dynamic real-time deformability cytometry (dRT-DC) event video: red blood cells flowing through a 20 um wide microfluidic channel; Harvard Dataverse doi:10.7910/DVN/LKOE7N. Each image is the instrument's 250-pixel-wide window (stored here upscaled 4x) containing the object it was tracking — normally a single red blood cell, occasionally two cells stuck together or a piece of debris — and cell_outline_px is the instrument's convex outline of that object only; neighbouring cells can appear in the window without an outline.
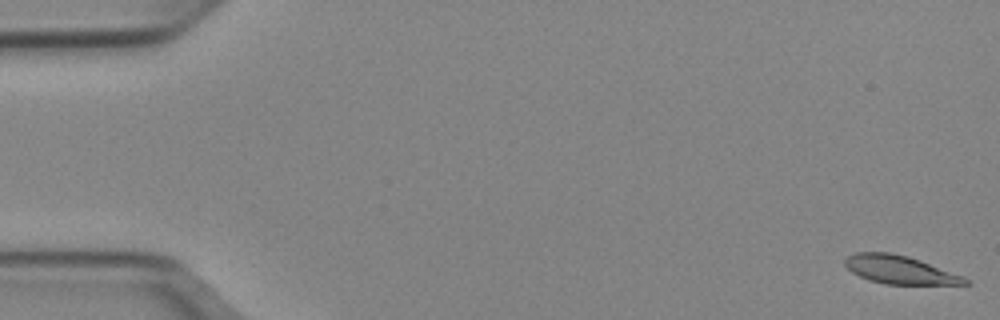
{"species": "Egyptian fruit bat (a non-hibernating species)", "species_latin": "Rousettus aegyptiacus", "temperature_condition": "cold", "stored_images_in_passage": 52, "camera_frame_rate_fps": 3000, "um_per_image_px": 0.085, "animal": {"sex": "female"}, "frame": {"image": 1, "passage_image": 1, "time_ms": 0.0, "image_size_px": [1000, 320], "cell_outline_px": [[972, 284], [884, 284], [868, 280], [852, 272], [844, 264], [844, 260], [848, 256], [856, 252], [888, 252], [908, 256], [920, 260], [964, 276]], "centroid_in_image_um": [76.47, 22.93], "position_along_channel_um": 8.5, "area_um2": 19.71}}
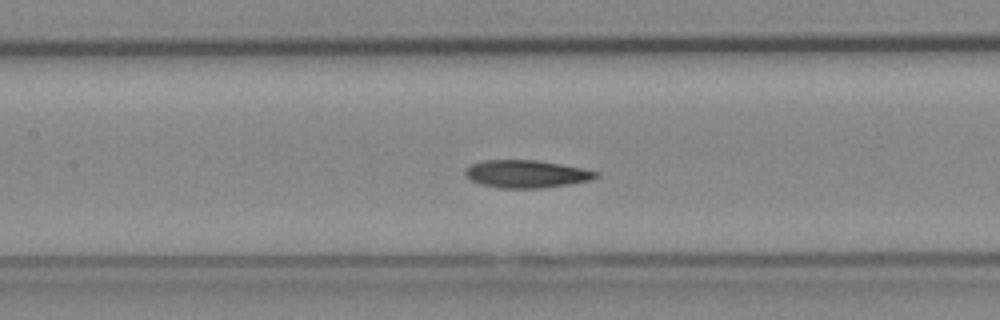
{"frame": {"image": 2, "passage_image": 24, "time_ms": 7.667, "image_size_px": [1000, 320], "cell_outline_px": [[600, 176], [592, 180], [572, 184], [544, 188], [500, 188], [480, 184], [464, 176], [464, 168], [472, 164], [484, 160], [536, 160], [560, 164], [600, 172]], "centroid_in_image_um": [44.75, 14.79], "position_along_channel_um": 162.6, "area_um2": 21.27}}
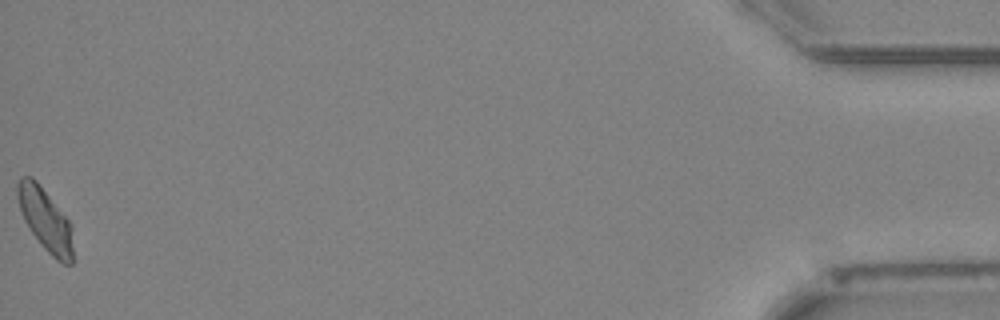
{"frame": {"image": 3, "passage_image": 52, "time_ms": 17.0, "image_size_px": [1000, 320], "cell_outline_px": [[72, 264], [64, 264], [56, 260], [44, 248], [32, 232], [24, 220], [16, 196], [16, 184], [20, 176], [32, 176], [36, 180], [68, 220], [72, 228]], "centroid_in_image_um": [3.83, 18.65], "position_along_channel_um": 431.4, "area_um2": 20.0}, "authors_computed_cell_mechanics": {"area_um2": 20.8658, "velocity_mm_per_s": 3.9166, "shape_relaxation_time_tau1_ms": 11.2838, "shape_relaxation_time_tau2_ms": 4.4459, "deformation_change_tau1": 0.2152, "deformation_change_tau2": 0.0918}}